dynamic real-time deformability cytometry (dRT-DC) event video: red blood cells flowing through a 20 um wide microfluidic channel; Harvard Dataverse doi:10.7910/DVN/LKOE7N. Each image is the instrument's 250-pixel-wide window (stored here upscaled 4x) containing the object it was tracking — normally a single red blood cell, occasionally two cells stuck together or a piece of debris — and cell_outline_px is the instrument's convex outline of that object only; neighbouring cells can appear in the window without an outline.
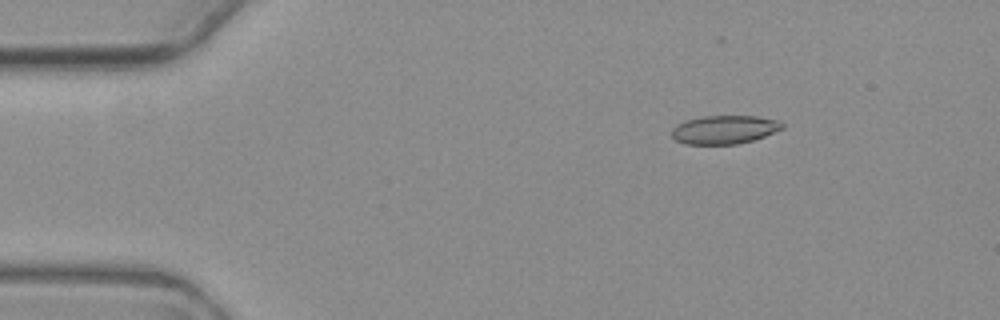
{"species": "common noctule bat (a hibernating species)", "species_latin": "Nyctalus noctula", "temperature_condition": "warm", "stored_images_in_passage": 5, "camera_frame_rate_fps": 3000, "um_per_image_px": 0.085, "animal": {"sex": "female", "body_mass_g": 19.3, "forearm_length_mm": 54.1}, "frame": {"image": 1, "passage_image": 1, "time_ms": 0.0, "image_size_px": [1000, 320], "cell_outline_px": [[784, 128], [764, 136], [752, 140], [736, 144], [684, 144], [676, 140], [672, 136], [672, 128], [676, 124], [684, 120], [704, 116], [756, 116], [780, 120], [784, 124]], "centroid_in_image_um": [61.57, 11.01], "position_along_channel_um": 23.4, "area_um2": 18.44}}
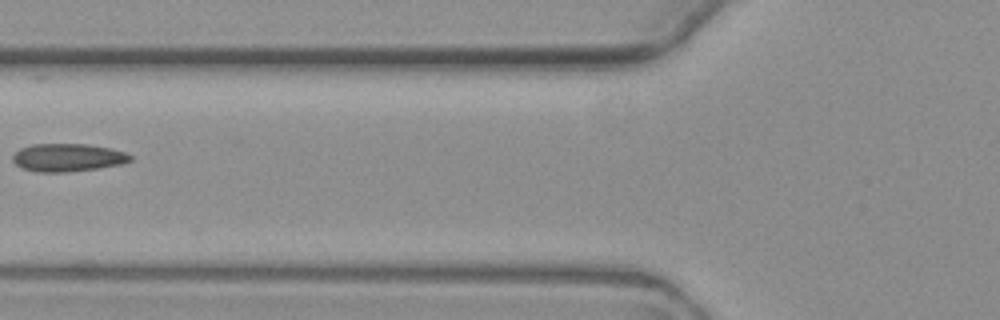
{"frame": {"image": 2, "passage_image": 4, "time_ms": 4.667, "image_size_px": [1000, 320], "cell_outline_px": [[132, 160], [120, 164], [96, 168], [64, 172], [36, 172], [20, 168], [12, 160], [12, 156], [20, 148], [32, 144], [88, 144], [112, 148], [124, 152], [132, 156]], "centroid_in_image_um": [5.73, 13.38], "position_along_channel_um": 120.1, "area_um2": 19.13}}
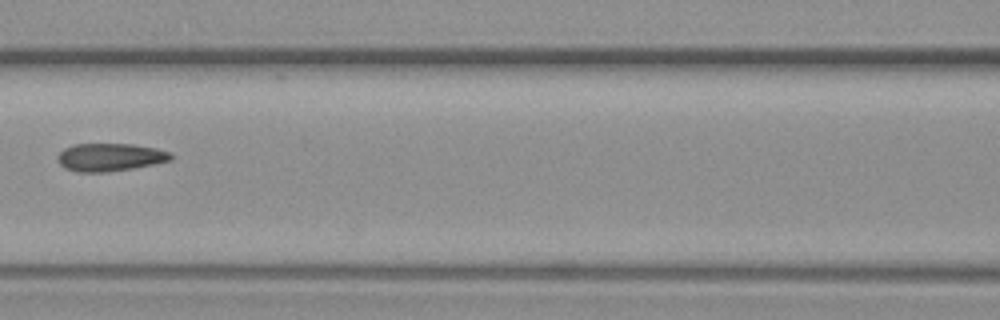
{"frame": {"image": 3, "passage_image": 5, "time_ms": 5.667, "image_size_px": [1000, 320], "cell_outline_px": [[172, 160], [132, 168], [108, 172], [76, 172], [64, 168], [56, 160], [56, 156], [64, 148], [72, 144], [132, 144], [156, 148], [168, 152], [172, 156]], "centroid_in_image_um": [9.28, 13.36], "position_along_channel_um": 157.3, "area_um2": 18.44}}